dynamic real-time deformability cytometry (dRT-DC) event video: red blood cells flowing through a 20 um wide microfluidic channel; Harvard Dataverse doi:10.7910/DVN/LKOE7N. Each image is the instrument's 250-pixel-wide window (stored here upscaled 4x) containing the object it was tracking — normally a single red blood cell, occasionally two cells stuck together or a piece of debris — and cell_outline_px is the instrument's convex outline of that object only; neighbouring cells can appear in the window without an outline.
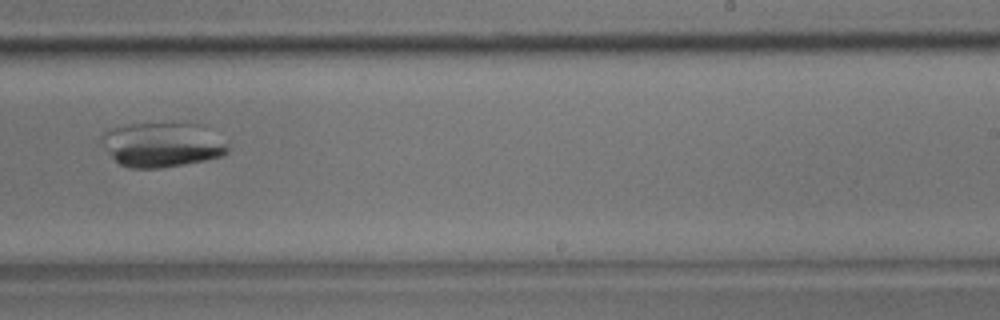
{"species": "common noctule bat (a hibernating species)", "species_latin": "Nyctalus noctula", "temperature_condition": "room temperature", "stored_images_in_passage": 26, "segment_of_instrument_passage": [2, 2], "camera_frame_rate_fps": 3000, "um_per_image_px": 0.085, "animal": {"sex": "male", "body_mass_g": 17.9}, "frame": {"image": 1, "passage_image": 12, "time_ms": 3.667, "image_size_px": [1000, 320], "cell_outline_px": [[228, 152], [220, 156], [204, 160], [184, 164], [160, 168], [128, 168], [120, 164], [112, 156], [100, 140], [100, 136], [108, 128], [132, 124], [196, 124], [228, 144]], "centroid_in_image_um": [13.71, 12.32], "position_along_channel_um": 275.3, "area_um2": 32.08}}